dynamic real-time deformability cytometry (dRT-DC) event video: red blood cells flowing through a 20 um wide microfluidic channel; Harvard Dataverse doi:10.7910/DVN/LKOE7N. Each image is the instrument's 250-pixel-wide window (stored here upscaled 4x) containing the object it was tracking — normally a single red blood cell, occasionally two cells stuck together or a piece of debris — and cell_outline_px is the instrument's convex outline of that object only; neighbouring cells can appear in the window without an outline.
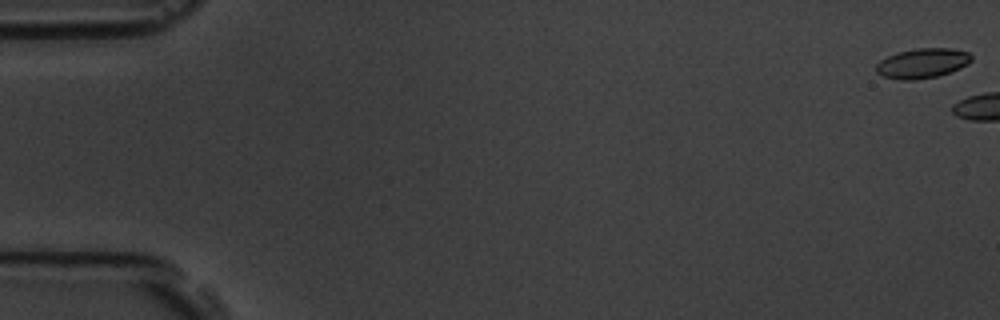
{"species": "common noctule bat (a hibernating species)", "species_latin": "Nyctalus noctula", "temperature_condition": "room temperature", "stored_images_in_passage": 6, "camera_frame_rate_fps": 3000, "um_per_image_px": 0.085, "animal": {"sex": "male", "body_mass_g": 19.5, "forearm_length_mm": 54.6}, "frame": {"image": 1, "passage_image": 1, "time_ms": 0.0, "image_size_px": [1000, 320], "cell_outline_px": [[972, 60], [968, 64], [960, 68], [936, 76], [912, 80], [904, 80], [884, 76], [876, 72], [876, 64], [880, 60], [888, 56], [900, 52], [916, 48], [952, 48], [968, 52], [972, 56]], "centroid_in_image_um": [78.42, 5.36], "position_along_channel_um": 6.6, "area_um2": 16.36}}